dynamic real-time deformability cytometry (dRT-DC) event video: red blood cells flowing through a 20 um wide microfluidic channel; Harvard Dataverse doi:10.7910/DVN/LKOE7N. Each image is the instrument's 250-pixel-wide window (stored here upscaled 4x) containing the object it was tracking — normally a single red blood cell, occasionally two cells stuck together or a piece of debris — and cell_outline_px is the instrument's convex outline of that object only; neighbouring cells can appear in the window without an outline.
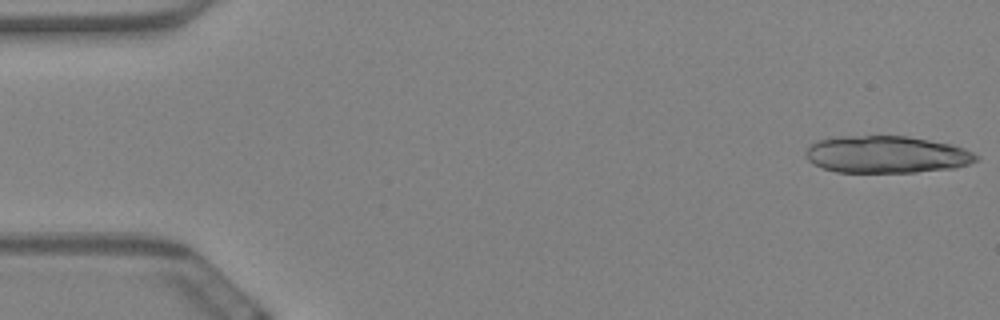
{"species": "Egyptian fruit bat (a non-hibernating species)", "species_latin": "Rousettus aegyptiacus", "temperature_condition": "warm", "stored_images_in_passage": 17, "camera_frame_rate_fps": 3000, "um_per_image_px": 0.085, "animal": {"sex": "female"}, "frame": {"image": 1, "passage_image": 1, "time_ms": 0.0, "image_size_px": [1000, 320], "cell_outline_px": [[980, 160], [956, 168], [916, 172], [836, 172], [812, 164], [808, 160], [804, 152], [816, 140], [840, 136], [908, 136], [952, 144], [964, 148], [980, 156]], "centroid_in_image_um": [75.38, 13.13], "position_along_channel_um": 9.6, "area_um2": 37.17}}